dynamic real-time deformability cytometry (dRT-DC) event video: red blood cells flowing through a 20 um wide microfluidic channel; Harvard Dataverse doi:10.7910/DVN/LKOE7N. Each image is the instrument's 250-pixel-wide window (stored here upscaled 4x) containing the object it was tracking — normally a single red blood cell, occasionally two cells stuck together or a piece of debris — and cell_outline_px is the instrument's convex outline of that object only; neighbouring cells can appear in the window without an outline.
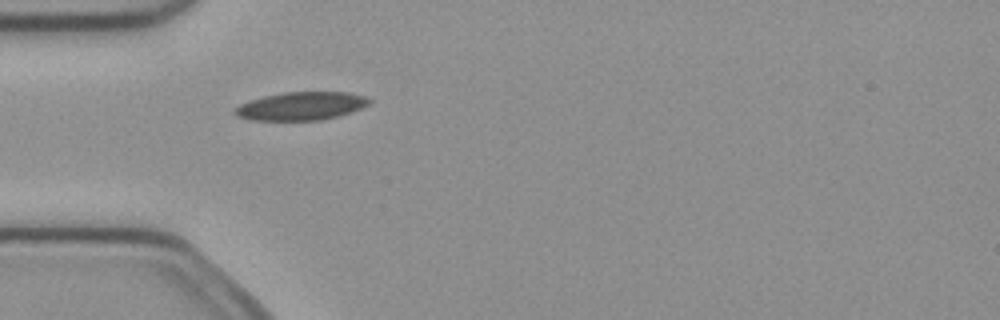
{"species": "common noctule bat (a hibernating species)", "species_latin": "Nyctalus noctula", "temperature_condition": "cold", "stored_images_in_passage": 4, "camera_frame_rate_fps": 3000, "um_per_image_px": 0.085, "animal": {"sex": "female", "body_mass_g": 21.9}, "frame": {"image": 1, "passage_image": 4, "time_ms": 1.0, "image_size_px": [1000, 320], "cell_outline_px": [[372, 100], [368, 104], [352, 112], [340, 116], [320, 120], [248, 120], [236, 116], [232, 112], [232, 108], [248, 100], [264, 96], [284, 92], [348, 92], [364, 96]], "centroid_in_image_um": [25.54, 9.02], "position_along_channel_um": 59.5, "area_um2": 22.31}}